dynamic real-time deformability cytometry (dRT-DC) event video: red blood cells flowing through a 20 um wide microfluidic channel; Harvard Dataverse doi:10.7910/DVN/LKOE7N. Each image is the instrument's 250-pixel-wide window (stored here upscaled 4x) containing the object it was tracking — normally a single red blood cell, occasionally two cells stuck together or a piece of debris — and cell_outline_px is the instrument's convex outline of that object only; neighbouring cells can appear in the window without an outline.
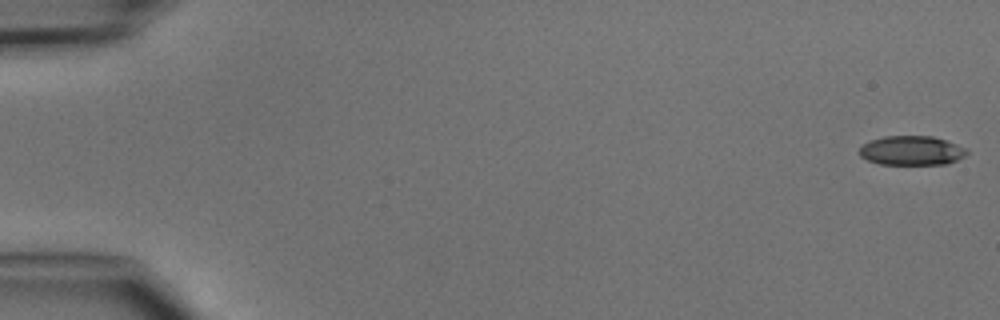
{"species": "common noctule bat (a hibernating species)", "species_latin": "Nyctalus noctula", "temperature_condition": "cold", "stored_images_in_passage": 5, "camera_frame_rate_fps": 3000, "um_per_image_px": 0.085, "animal": {"sex": "male", "body_mass_g": 15.6}, "frame": {"image": 1, "passage_image": 1, "time_ms": 0.0, "image_size_px": [1000, 320], "cell_outline_px": [[968, 152], [964, 156], [948, 164], [880, 164], [868, 160], [860, 156], [860, 148], [864, 144], [872, 140], [884, 136], [932, 136], [968, 148]], "centroid_in_image_um": [77.51, 12.8], "position_along_channel_um": 7.5, "area_um2": 18.21}}
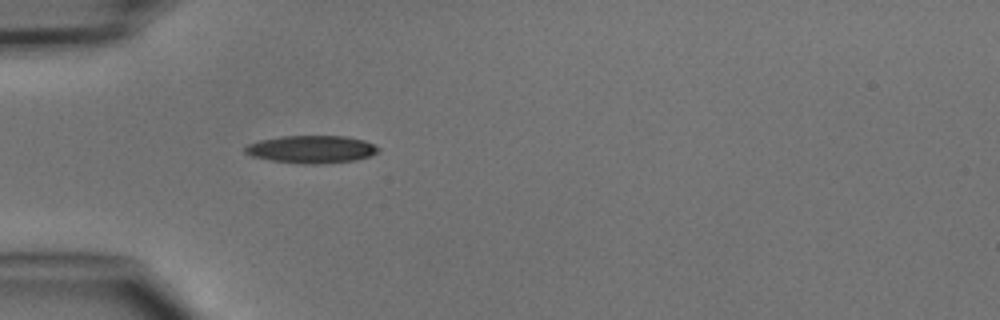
{"frame": {"image": 2, "passage_image": 5, "time_ms": 4.667, "image_size_px": [1000, 320], "cell_outline_px": [[380, 152], [356, 160], [316, 164], [304, 164], [272, 160], [252, 156], [244, 152], [244, 148], [248, 144], [260, 140], [280, 136], [344, 136], [364, 140], [380, 148]], "centroid_in_image_um": [26.48, 12.68], "position_along_channel_um": 58.5, "area_um2": 21.33}}